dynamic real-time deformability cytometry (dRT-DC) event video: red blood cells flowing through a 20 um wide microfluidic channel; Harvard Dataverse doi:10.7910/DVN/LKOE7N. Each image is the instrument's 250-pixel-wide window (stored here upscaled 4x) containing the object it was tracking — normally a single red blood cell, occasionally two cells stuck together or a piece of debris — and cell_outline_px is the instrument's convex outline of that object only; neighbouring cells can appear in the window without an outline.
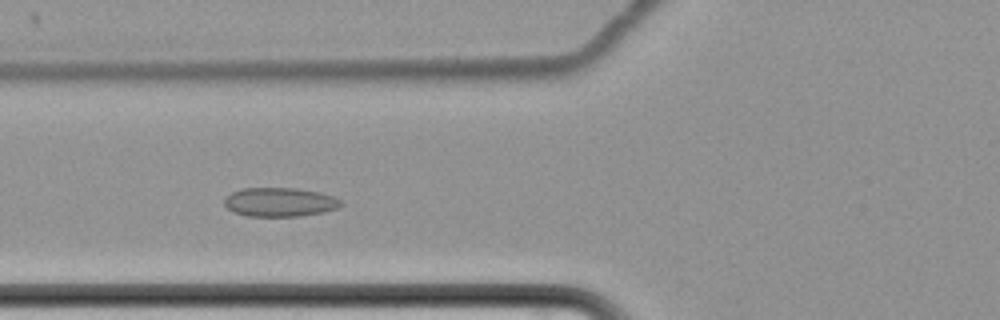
{"species": "common noctule bat (a hibernating species)", "species_latin": "Nyctalus noctula", "temperature_condition": "cold", "stored_images_in_passage": 49, "camera_frame_rate_fps": 3000, "um_per_image_px": 0.085, "animal": {"sex": "female", "body_mass_g": 22.7, "forearm_length_mm": 54.2}, "frame": {"image": 1, "passage_image": 12, "time_ms": 3.667, "image_size_px": [1000, 320], "cell_outline_px": [[344, 204], [340, 208], [324, 212], [296, 216], [248, 216], [232, 212], [224, 204], [224, 200], [232, 192], [244, 188], [296, 188], [320, 192], [332, 196], [340, 200]], "centroid_in_image_um": [23.81, 17.18], "position_along_channel_um": 102.0, "area_um2": 19.71}}
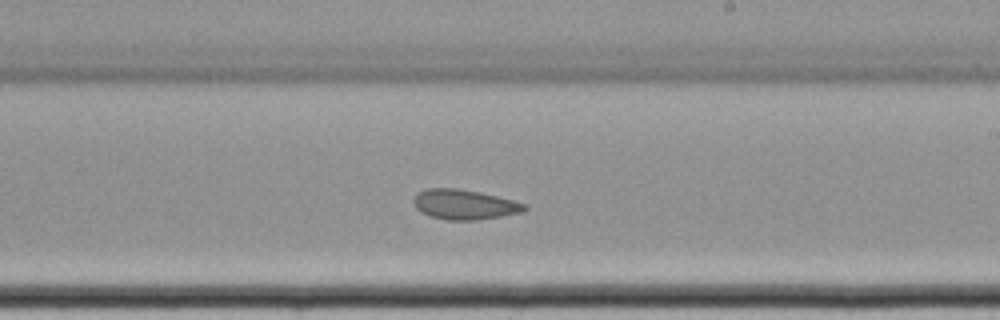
{"frame": {"image": 2, "passage_image": 25, "time_ms": 8.0, "image_size_px": [1000, 320], "cell_outline_px": [[528, 208], [524, 212], [476, 220], [444, 220], [428, 216], [420, 212], [416, 208], [412, 200], [416, 192], [428, 188], [456, 188], [480, 192], [528, 204]], "centroid_in_image_um": [39.44, 17.38], "position_along_channel_um": 249.6, "area_um2": 19.59}}
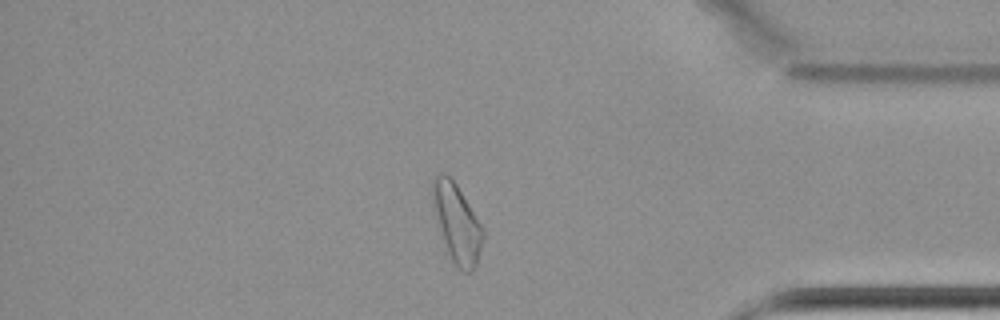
{"frame": {"image": 3, "passage_image": 40, "time_ms": 13.0, "image_size_px": [1000, 320], "cell_outline_px": [[484, 236], [476, 264], [472, 272], [464, 272], [452, 260], [448, 252], [444, 240], [436, 212], [432, 192], [432, 180], [440, 172], [452, 176], [484, 228]], "centroid_in_image_um": [38.88, 18.92], "position_along_channel_um": 396.3, "area_um2": 22.43}, "authors_computed_cell_mechanics": {"area_um2": 20.0566, "velocity_mm_per_s": 3.4062, "shape_relaxation_time_tau1_ms": null, "shape_relaxation_time_tau2_ms": 2.7984, "deformation_change_tau1": null, "deformation_change_tau2": 0.0824}}